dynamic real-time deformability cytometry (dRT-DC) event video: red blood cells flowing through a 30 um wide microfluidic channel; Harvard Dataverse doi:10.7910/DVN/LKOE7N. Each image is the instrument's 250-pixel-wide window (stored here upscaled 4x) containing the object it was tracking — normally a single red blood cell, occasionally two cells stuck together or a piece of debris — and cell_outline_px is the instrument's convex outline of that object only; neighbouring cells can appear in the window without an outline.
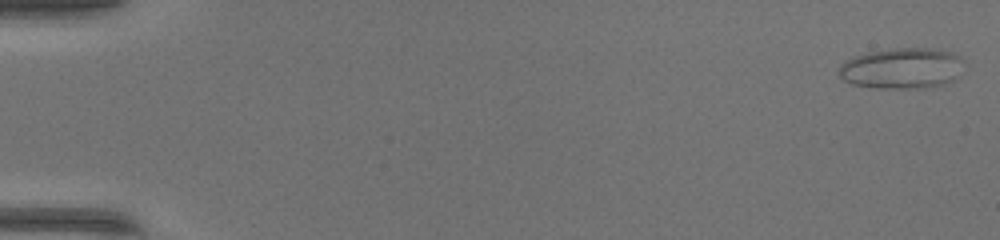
{"species": "common noctule bat (a hibernating species)", "species_latin": "Nyctalus noctula", "temperature_condition": "warm", "stored_images_in_passage": 50, "camera_frame_rate_fps": 3000, "um_per_image_px": 0.085, "animal": {"sex": "female", "body_mass_g": 17.0, "forearm_length_mm": 48.0}, "frame": {"image": 1, "passage_image": 1, "time_ms": 0.0, "image_size_px": [1000, 240], "cell_outline_px": [[964, 60], [956, 80], [944, 84], [928, 88], [876, 88], [852, 84], [844, 80], [840, 76], [840, 64], [844, 60], [852, 56], [868, 52], [892, 48], [928, 48], [952, 52], [960, 56]], "centroid_in_image_um": [76.67, 5.8], "position_along_channel_um": 8.3, "area_um2": 30.06}}
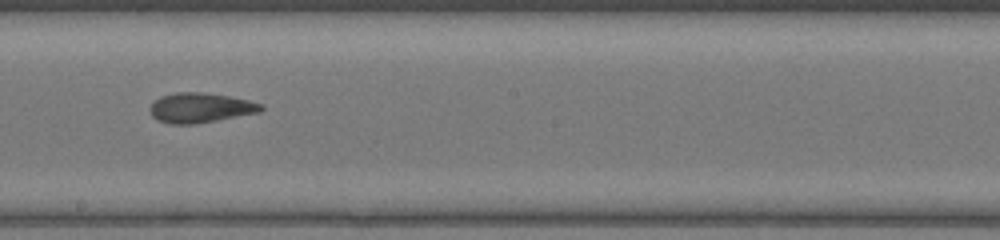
{"frame": {"image": 2, "passage_image": 29, "time_ms": 9.333, "image_size_px": [1000, 240], "cell_outline_px": [[264, 108], [260, 112], [196, 124], [168, 124], [156, 120], [152, 116], [148, 108], [160, 96], [176, 92], [204, 92], [228, 96], [248, 100], [264, 104]], "centroid_in_image_um": [17.02, 9.16], "position_along_channel_um": 231.2, "area_um2": 19.48}}
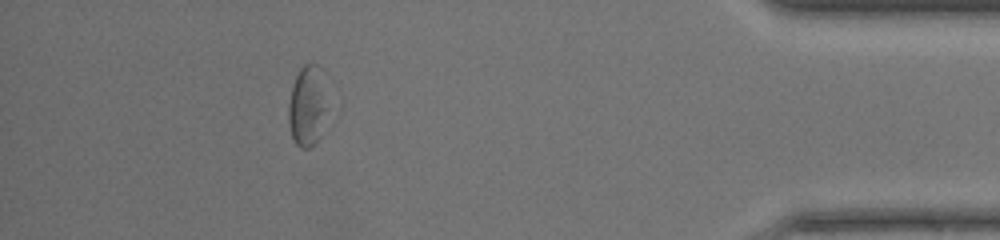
{"frame": {"image": 3, "passage_image": 45, "time_ms": 14.667, "image_size_px": [1000, 240], "cell_outline_px": [[328, 108], [320, 136], [308, 148], [300, 148], [296, 144], [292, 136], [288, 120], [288, 104], [292, 88], [296, 76], [300, 68], [304, 64], [316, 64]], "centroid_in_image_um": [26.09, 9.07], "position_along_channel_um": 409.1, "area_um2": 17.74}, "authors_computed_cell_mechanics": {"area_um2": 19.941, "velocity_mm_per_s": 4.2293, "shape_relaxation_time_tau1_ms": 5.0005, "shape_relaxation_time_tau2_ms": 3.1902, "deformation_change_tau1": 0.1651, "deformation_change_tau2": 0.1021}}